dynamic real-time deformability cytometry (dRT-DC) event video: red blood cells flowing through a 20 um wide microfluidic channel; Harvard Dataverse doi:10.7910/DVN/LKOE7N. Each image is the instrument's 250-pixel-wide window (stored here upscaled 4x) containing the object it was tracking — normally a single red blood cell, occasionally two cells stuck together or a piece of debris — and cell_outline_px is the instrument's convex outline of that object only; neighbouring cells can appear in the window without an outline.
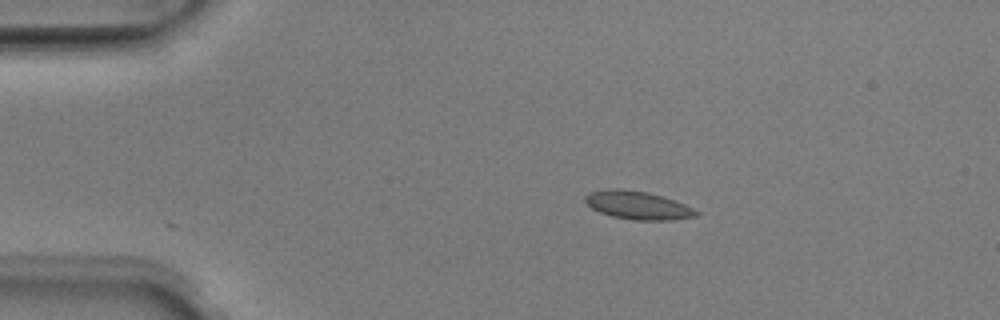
{"species": "Egyptian fruit bat (a non-hibernating species)", "species_latin": "Rousettus aegyptiacus", "temperature_condition": "room temperature", "stored_images_in_passage": 42, "camera_frame_rate_fps": 3000, "um_per_image_px": 0.085, "animal": {"sex": "male"}, "frame": {"image": 1, "passage_image": 1, "time_ms": 0.0, "image_size_px": [1000, 320], "cell_outline_px": [[700, 212], [696, 216], [672, 220], [632, 220], [612, 216], [600, 212], [592, 208], [584, 200], [584, 196], [588, 192], [608, 188], [620, 188], [648, 192], [684, 204]], "centroid_in_image_um": [54.17, 17.44], "position_along_channel_um": 30.8, "area_um2": 18.21}}
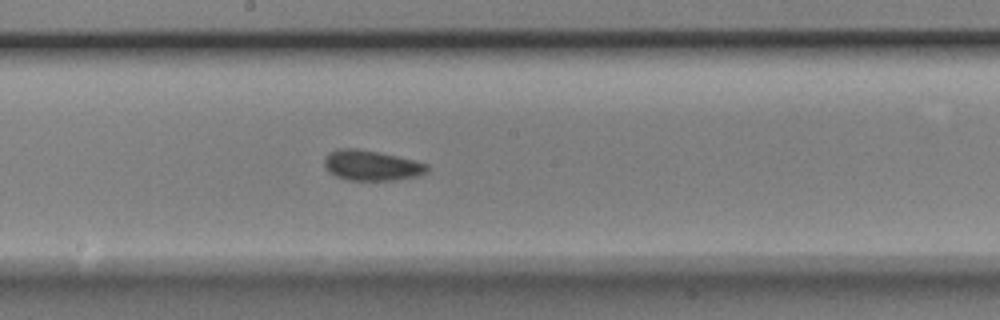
{"frame": {"image": 2, "passage_image": 19, "time_ms": 6.0, "image_size_px": [1000, 320], "cell_outline_px": [[428, 172], [420, 176], [396, 180], [348, 180], [336, 176], [328, 172], [324, 164], [324, 160], [328, 152], [336, 148], [356, 148], [380, 152], [428, 164]], "centroid_in_image_um": [31.56, 14.06], "position_along_channel_um": 216.6, "area_um2": 18.32}}
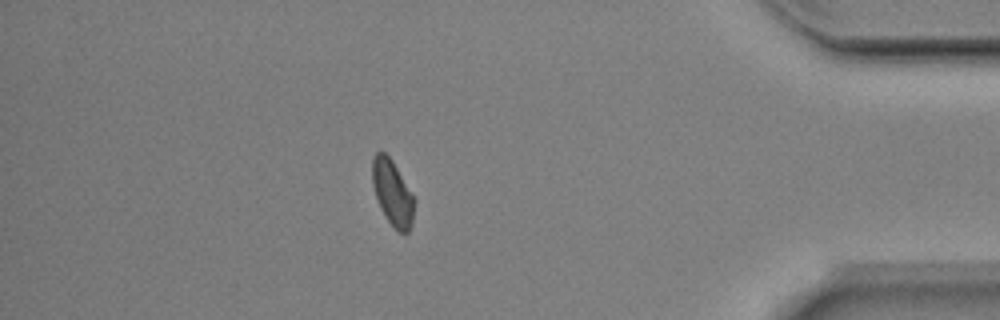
{"frame": {"image": 3, "passage_image": 36, "time_ms": 11.667, "image_size_px": [1000, 320], "cell_outline_px": [[416, 200], [412, 224], [408, 232], [396, 232], [384, 216], [380, 208], [372, 184], [372, 156], [376, 152], [384, 152], [392, 160], [412, 192]], "centroid_in_image_um": [33.37, 16.41], "position_along_channel_um": 401.8, "area_um2": 16.36}, "authors_computed_cell_mechanics": {"area_um2": 17.2533, "velocity_mm_per_s": 3.9649, "shape_relaxation_time_tau1_ms": 2.1138, "shape_relaxation_time_tau2_ms": 1.9018, "deformation_change_tau1": 0.0928, "deformation_change_tau2": 0.0589}}